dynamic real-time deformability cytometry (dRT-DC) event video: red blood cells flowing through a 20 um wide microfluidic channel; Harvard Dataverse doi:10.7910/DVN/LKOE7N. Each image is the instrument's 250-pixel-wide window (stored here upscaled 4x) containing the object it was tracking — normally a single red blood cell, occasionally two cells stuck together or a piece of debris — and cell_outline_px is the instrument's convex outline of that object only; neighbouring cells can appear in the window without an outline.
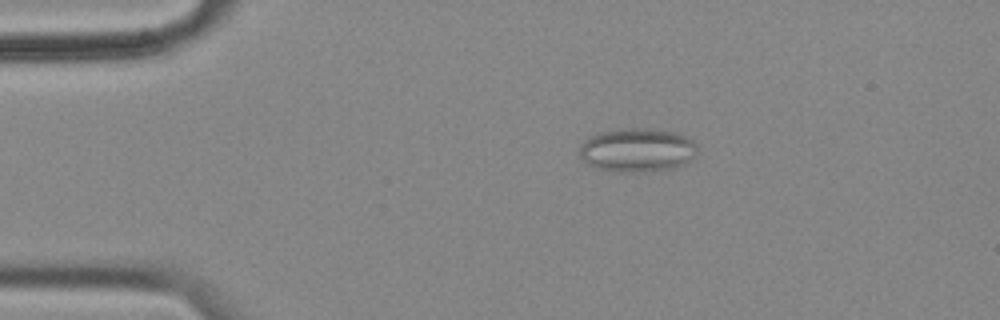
{"species": "common noctule bat (a hibernating species)", "species_latin": "Nyctalus noctula", "temperature_condition": "cold", "stored_images_in_passage": 57, "camera_frame_rate_fps": 3000, "um_per_image_px": 0.085, "animal": {"sex": "female", "body_mass_g": 18.4}, "frame": {"image": 1, "passage_image": 11, "time_ms": 3.333, "image_size_px": [1000, 320], "cell_outline_px": [[696, 156], [684, 164], [672, 168], [632, 172], [624, 172], [596, 168], [588, 164], [580, 156], [580, 144], [588, 136], [600, 132], [620, 128], [644, 128], [672, 132], [684, 136], [692, 140], [696, 144]], "centroid_in_image_um": [54.13, 12.74], "position_along_channel_um": 30.9, "area_um2": 29.88}}
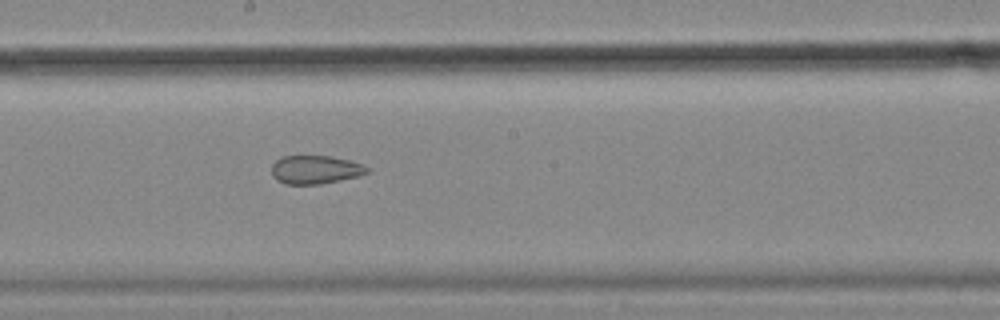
{"frame": {"image": 2, "passage_image": 31, "time_ms": 10.0, "image_size_px": [1000, 320], "cell_outline_px": [[372, 172], [340, 180], [320, 184], [284, 184], [276, 180], [272, 176], [272, 164], [276, 160], [284, 156], [332, 156], [364, 164]], "centroid_in_image_um": [26.81, 14.42], "position_along_channel_um": 221.4, "area_um2": 15.9}}
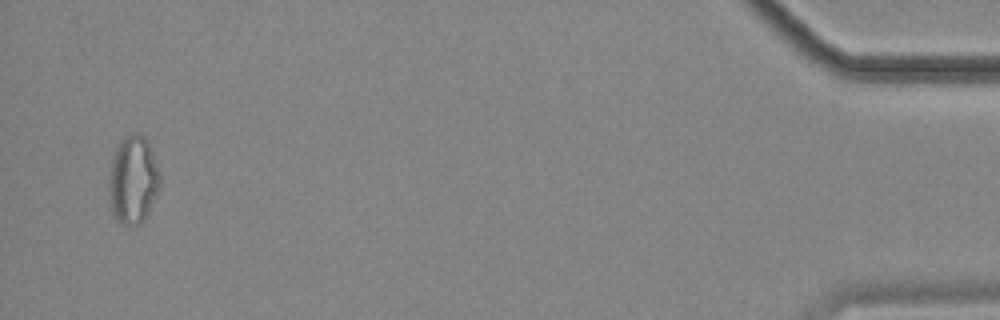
{"frame": {"image": 3, "passage_image": 55, "time_ms": 18.0, "image_size_px": [1000, 320], "cell_outline_px": [[160, 188], [144, 220], [140, 224], [128, 228], [112, 212], [112, 156], [120, 140], [132, 132], [136, 132], [144, 136], [148, 140], [160, 172]], "centroid_in_image_um": [11.39, 15.25], "position_along_channel_um": 423.8, "area_um2": 25.61}, "authors_computed_cell_mechanics": {"area_um2": 22.4842, "velocity_mm_per_s": 3.5642, "shape_relaxation_time_tau1_ms": null, "shape_relaxation_time_tau2_ms": 2.6238, "deformation_change_tau1": null, "deformation_change_tau2": 0.0937}}